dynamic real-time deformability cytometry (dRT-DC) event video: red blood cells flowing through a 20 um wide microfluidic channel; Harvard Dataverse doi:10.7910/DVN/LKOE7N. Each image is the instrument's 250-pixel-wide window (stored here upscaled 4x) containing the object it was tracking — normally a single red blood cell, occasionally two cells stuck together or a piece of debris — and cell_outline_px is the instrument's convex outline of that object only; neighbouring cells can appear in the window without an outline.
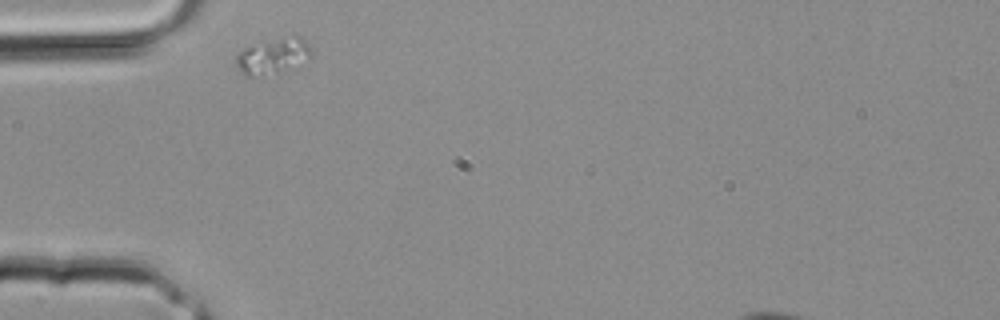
{"species": "common noctule bat (a hibernating species)", "species_latin": "Nyctalus noctula", "temperature_condition": "room temperature", "stored_images_in_passage": 1, "camera_frame_rate_fps": 3000, "um_per_image_px": 0.085, "animal": {"sex": "male", "body_mass_g": 20.4}, "frame": {"image": 1, "passage_image": 1, "time_ms": 0.0, "image_size_px": [1000, 320], "cell_outline_px": [[312, 56], [276, 72], [252, 76], [244, 76], [236, 64], [236, 56], [240, 52], [248, 48], [296, 36], [300, 36], [312, 48]], "centroid_in_image_um": [23.2, 4.79], "position_along_channel_um": 61.8, "area_um2": 14.22}}